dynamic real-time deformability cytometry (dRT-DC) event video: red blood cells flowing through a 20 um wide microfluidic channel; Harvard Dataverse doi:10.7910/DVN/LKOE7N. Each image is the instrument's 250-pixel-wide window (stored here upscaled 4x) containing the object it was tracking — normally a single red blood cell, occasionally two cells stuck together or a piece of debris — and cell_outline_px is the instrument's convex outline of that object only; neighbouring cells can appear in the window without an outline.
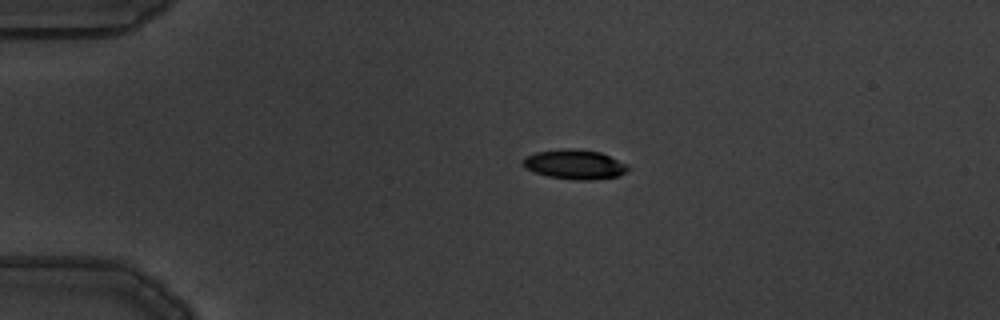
{"species": "common noctule bat (a hibernating species)", "species_latin": "Nyctalus noctula", "temperature_condition": "warm", "stored_images_in_passage": 5, "camera_frame_rate_fps": 3000, "um_per_image_px": 0.085, "animal": {"sex": "male", "body_mass_g": 19.5, "forearm_length_mm": 54.6}, "frame": {"image": 1, "passage_image": 1, "time_ms": 0.0, "image_size_px": [1000, 320], "cell_outline_px": [[632, 168], [628, 172], [620, 176], [588, 180], [576, 180], [548, 176], [524, 168], [520, 164], [524, 156], [536, 152], [560, 148], [576, 148], [600, 152], [628, 164]], "centroid_in_image_um": [48.86, 13.96], "position_along_channel_um": 36.1, "area_um2": 18.5}}
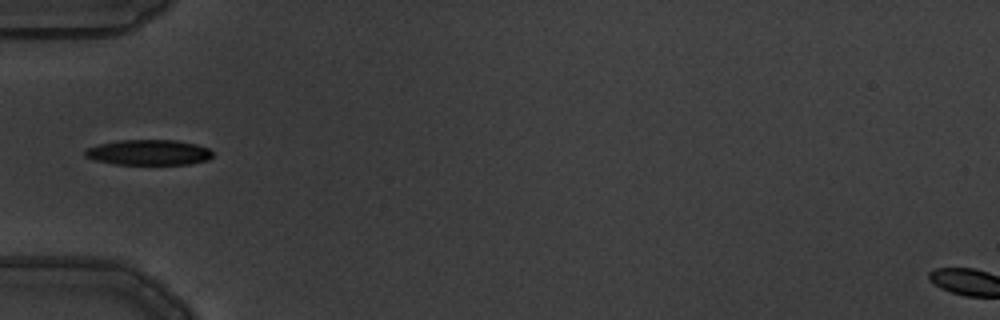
{"frame": {"image": 2, "passage_image": 3, "time_ms": 0.667, "image_size_px": [1000, 320], "cell_outline_px": [[212, 156], [208, 160], [188, 164], [116, 164], [96, 160], [84, 156], [84, 152], [88, 148], [100, 144], [120, 140], [176, 140], [196, 144], [208, 148], [212, 152]], "centroid_in_image_um": [12.66, 12.95], "position_along_channel_um": 72.3, "area_um2": 18.73}}